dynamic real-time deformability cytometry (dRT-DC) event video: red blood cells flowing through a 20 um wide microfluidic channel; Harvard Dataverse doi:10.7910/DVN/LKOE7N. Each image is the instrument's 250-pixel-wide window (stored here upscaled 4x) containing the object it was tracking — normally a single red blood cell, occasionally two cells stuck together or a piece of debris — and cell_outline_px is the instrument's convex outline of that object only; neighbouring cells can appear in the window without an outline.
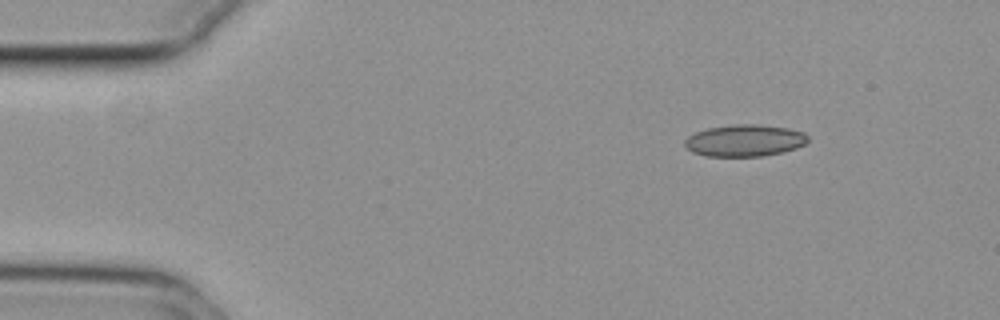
{"species": "common noctule bat (a hibernating species)", "species_latin": "Nyctalus noctula", "temperature_condition": "cold", "stored_images_in_passage": 49, "camera_frame_rate_fps": 3000, "um_per_image_px": 0.085, "animal": {"sex": "female", "body_mass_g": 29.2, "forearm_length_mm": 56.3}, "frame": {"image": 1, "passage_image": 1, "time_ms": 0.0, "image_size_px": [1000, 320], "cell_outline_px": [[808, 140], [804, 144], [796, 148], [784, 152], [764, 156], [704, 156], [692, 152], [684, 144], [684, 140], [688, 136], [696, 132], [708, 128], [732, 124], [760, 124], [788, 128], [804, 132], [808, 136]], "centroid_in_image_um": [63.3, 11.94], "position_along_channel_um": 21.7, "area_um2": 23.0}}
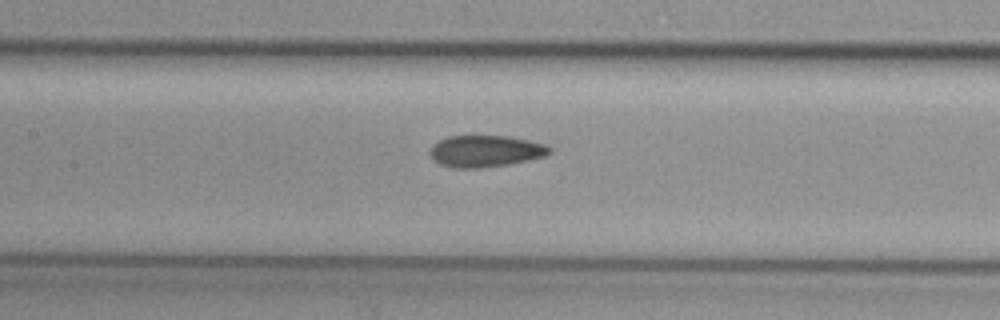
{"frame": {"image": 2, "passage_image": 19, "time_ms": 6.0, "image_size_px": [1000, 320], "cell_outline_px": [[552, 152], [544, 156], [528, 160], [508, 164], [480, 168], [452, 168], [440, 164], [432, 156], [432, 144], [448, 136], [508, 136], [528, 140], [544, 144], [552, 148]], "centroid_in_image_um": [41.29, 12.85], "position_along_channel_um": 166.1, "area_um2": 21.85}}
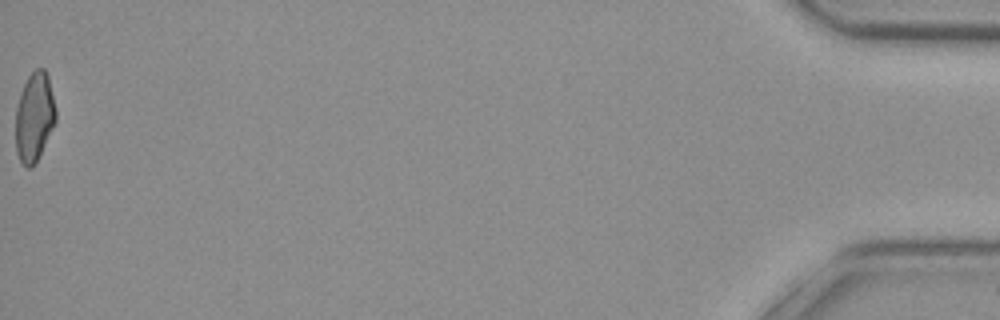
{"frame": {"image": 3, "passage_image": 49, "time_ms": 16.0, "image_size_px": [1000, 320], "cell_outline_px": [[56, 120], [36, 160], [28, 168], [20, 160], [16, 152], [16, 108], [20, 92], [28, 76], [36, 68], [44, 68], [48, 76], [56, 108]], "centroid_in_image_um": [2.91, 9.88], "position_along_channel_um": 432.3, "area_um2": 20.46}, "authors_computed_cell_mechanics": {"area_um2": 22.0218, "velocity_mm_per_s": 3.742, "shape_relaxation_time_tau1_ms": null, "shape_relaxation_time_tau2_ms": 2.7651, "deformation_change_tau1": null, "deformation_change_tau2": 0.0936}}